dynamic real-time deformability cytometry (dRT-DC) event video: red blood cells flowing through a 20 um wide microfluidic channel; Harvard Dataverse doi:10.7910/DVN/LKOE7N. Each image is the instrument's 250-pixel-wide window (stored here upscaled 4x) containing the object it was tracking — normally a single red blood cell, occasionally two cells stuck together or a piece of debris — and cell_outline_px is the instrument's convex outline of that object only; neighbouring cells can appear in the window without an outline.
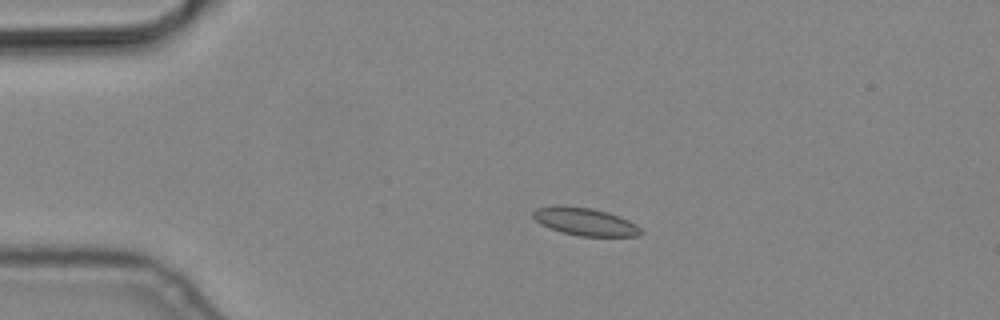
{"species": "common noctule bat (a hibernating species)", "species_latin": "Nyctalus noctula", "temperature_condition": "cold", "stored_images_in_passage": 6, "camera_frame_rate_fps": 3000, "um_per_image_px": 0.085, "animal": {"sex": "male", "body_mass_g": 19.2, "forearm_length_mm": 51.8}, "frame": {"image": 1, "passage_image": 4, "time_ms": 1.0, "image_size_px": [1000, 320], "cell_outline_px": [[644, 232], [640, 236], [580, 236], [564, 232], [540, 224], [532, 216], [532, 212], [536, 208], [592, 208], [608, 212], [620, 216], [636, 224]], "centroid_in_image_um": [49.83, 18.88], "position_along_channel_um": 35.2, "area_um2": 16.7}}
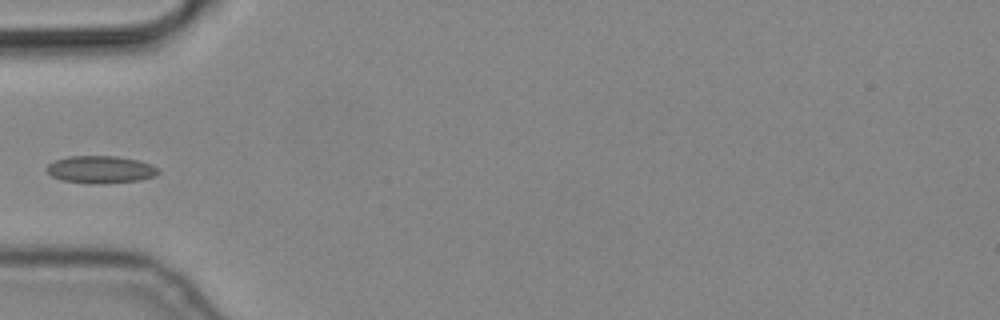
{"frame": {"image": 2, "passage_image": 6, "time_ms": 1.667, "image_size_px": [1000, 320], "cell_outline_px": [[160, 172], [156, 176], [140, 180], [100, 184], [88, 184], [60, 180], [52, 176], [44, 168], [52, 160], [68, 156], [116, 156], [140, 160], [152, 164]], "centroid_in_image_um": [8.52, 14.41], "position_along_channel_um": 76.5, "area_um2": 18.21}}